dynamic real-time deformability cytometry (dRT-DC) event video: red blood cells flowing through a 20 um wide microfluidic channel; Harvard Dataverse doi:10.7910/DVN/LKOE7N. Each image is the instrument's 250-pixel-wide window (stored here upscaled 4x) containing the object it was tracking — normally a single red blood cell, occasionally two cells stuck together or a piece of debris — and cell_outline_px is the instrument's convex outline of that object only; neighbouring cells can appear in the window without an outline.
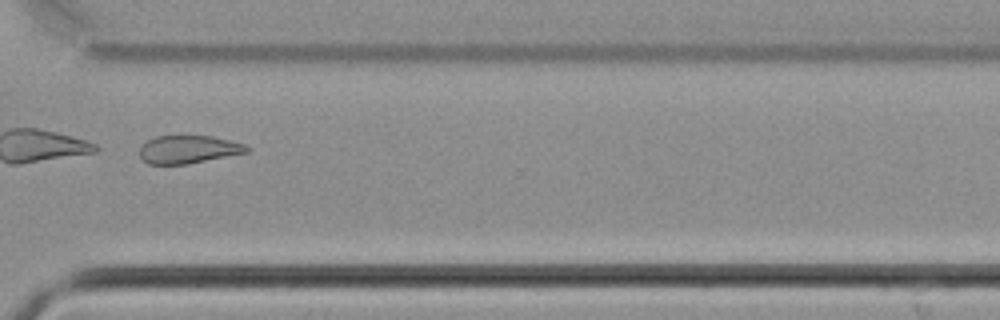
{"species": "common noctule bat (a hibernating species)", "species_latin": "Nyctalus noctula", "temperature_condition": "cold", "stored_images_in_passage": 40, "camera_frame_rate_fps": 3000, "um_per_image_px": 0.085, "animal": {"sex": "male", "body_mass_g": 21.5, "forearm_length_mm": 52.0}, "frame": {"image": 1, "passage_image": 34, "time_ms": 11.0, "image_size_px": [1000, 320], "cell_outline_px": [[252, 148], [248, 152], [188, 164], [148, 164], [140, 156], [140, 144], [156, 136], [212, 136], [244, 144]], "centroid_in_image_um": [16.01, 12.7], "position_along_channel_um": 354.6, "area_um2": 17.46}}